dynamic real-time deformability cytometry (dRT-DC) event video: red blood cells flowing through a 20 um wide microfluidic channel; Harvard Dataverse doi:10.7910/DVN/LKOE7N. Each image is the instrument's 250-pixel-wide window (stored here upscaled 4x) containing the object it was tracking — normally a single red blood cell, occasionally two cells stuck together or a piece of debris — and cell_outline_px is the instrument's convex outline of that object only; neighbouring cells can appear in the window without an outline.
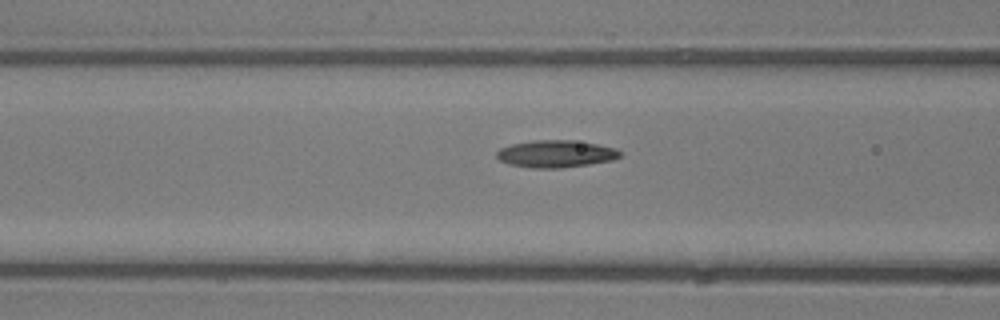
{"species": "common noctule bat (a hibernating species)", "species_latin": "Nyctalus noctula", "temperature_condition": "room temperature", "stored_images_in_passage": 14, "camera_frame_rate_fps": 3000, "um_per_image_px": 0.085, "animal": {"sex": "male", "body_mass_g": 13.3}, "frame": {"image": 1, "passage_image": 12, "time_ms": 3.667, "image_size_px": [1000, 320], "cell_outline_px": [[620, 156], [612, 160], [588, 164], [560, 168], [532, 168], [508, 164], [500, 160], [496, 156], [496, 152], [500, 148], [512, 144], [532, 140], [572, 140], [596, 144], [616, 148], [620, 152]], "centroid_in_image_um": [47.21, 13.07], "position_along_channel_um": 119.4, "area_um2": 19.48}}